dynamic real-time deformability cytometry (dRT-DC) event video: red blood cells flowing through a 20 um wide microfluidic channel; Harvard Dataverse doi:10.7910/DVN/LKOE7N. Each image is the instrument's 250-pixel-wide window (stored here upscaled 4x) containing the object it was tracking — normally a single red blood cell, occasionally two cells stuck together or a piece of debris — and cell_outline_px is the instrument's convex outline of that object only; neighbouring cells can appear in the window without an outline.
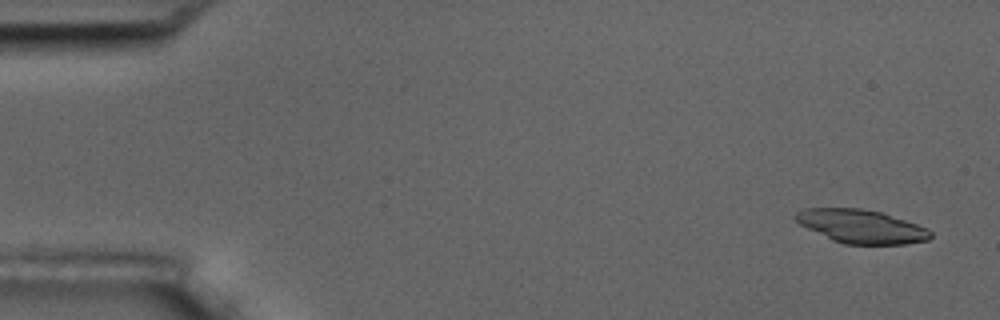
{"species": "common noctule bat (a hibernating species)", "species_latin": "Nyctalus noctula", "temperature_condition": "room temperature", "stored_images_in_passage": 5, "camera_frame_rate_fps": 3000, "um_per_image_px": 0.085, "animal": {"sex": "male", "body_mass_g": 17.5, "forearm_length_mm": 52.3}, "frame": {"image": 1, "passage_image": 1, "time_ms": 0.0, "image_size_px": [1000, 320], "cell_outline_px": [[932, 236], [928, 240], [904, 244], [844, 244], [832, 240], [800, 224], [792, 216], [796, 212], [804, 208], [860, 208], [884, 212], [928, 228], [932, 232]], "centroid_in_image_um": [73.23, 19.23], "position_along_channel_um": 11.8, "area_um2": 26.47}}
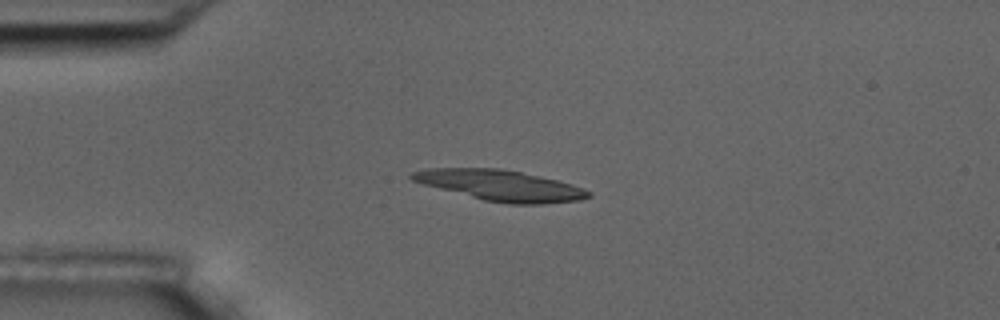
{"frame": {"image": 2, "passage_image": 4, "time_ms": 3.667, "image_size_px": [1000, 320], "cell_outline_px": [[592, 196], [576, 200], [544, 204], [508, 204], [484, 200], [424, 184], [412, 180], [408, 176], [412, 172], [428, 168], [500, 168], [540, 176], [572, 184], [584, 188], [592, 192]], "centroid_in_image_um": [42.56, 15.76], "position_along_channel_um": 42.4, "area_um2": 31.33}}